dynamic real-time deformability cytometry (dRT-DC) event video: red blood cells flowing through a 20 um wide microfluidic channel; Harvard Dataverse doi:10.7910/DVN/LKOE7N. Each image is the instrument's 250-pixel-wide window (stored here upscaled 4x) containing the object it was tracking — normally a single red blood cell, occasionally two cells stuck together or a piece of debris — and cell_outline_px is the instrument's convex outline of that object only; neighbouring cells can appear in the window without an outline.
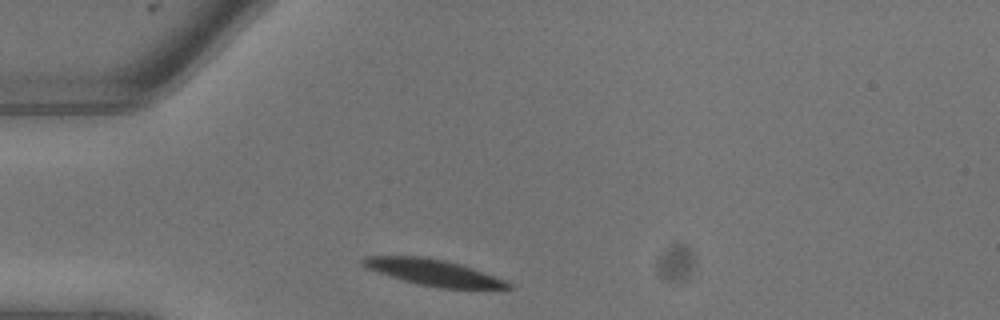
{"species": "common noctule bat (a hibernating species)", "species_latin": "Nyctalus noctula", "temperature_condition": "warm", "stored_images_in_passage": 6, "camera_frame_rate_fps": 3000, "um_per_image_px": 0.085, "animal": {"sex": "male", "body_mass_g": 13.3}, "frame": {"image": 1, "passage_image": 1, "time_ms": 0.0, "image_size_px": [1000, 320], "cell_outline_px": [[512, 288], [440, 288], [420, 284], [404, 280], [368, 268], [360, 264], [360, 260], [368, 256], [428, 256], [460, 264], [472, 268], [504, 280], [512, 284]], "centroid_in_image_um": [36.83, 23.14], "position_along_channel_um": 48.2, "area_um2": 21.68}}
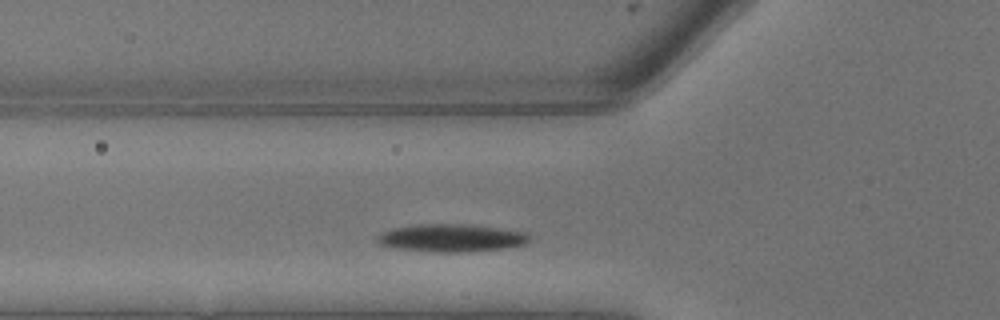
{"frame": {"image": 2, "passage_image": 3, "time_ms": 0.667, "image_size_px": [1000, 320], "cell_outline_px": [[532, 240], [524, 244], [500, 248], [468, 252], [440, 252], [400, 248], [380, 244], [376, 240], [376, 236], [380, 232], [392, 228], [420, 224], [472, 224], [528, 232], [532, 236]], "centroid_in_image_um": [38.41, 20.2], "position_along_channel_um": 87.4, "area_um2": 24.62}}